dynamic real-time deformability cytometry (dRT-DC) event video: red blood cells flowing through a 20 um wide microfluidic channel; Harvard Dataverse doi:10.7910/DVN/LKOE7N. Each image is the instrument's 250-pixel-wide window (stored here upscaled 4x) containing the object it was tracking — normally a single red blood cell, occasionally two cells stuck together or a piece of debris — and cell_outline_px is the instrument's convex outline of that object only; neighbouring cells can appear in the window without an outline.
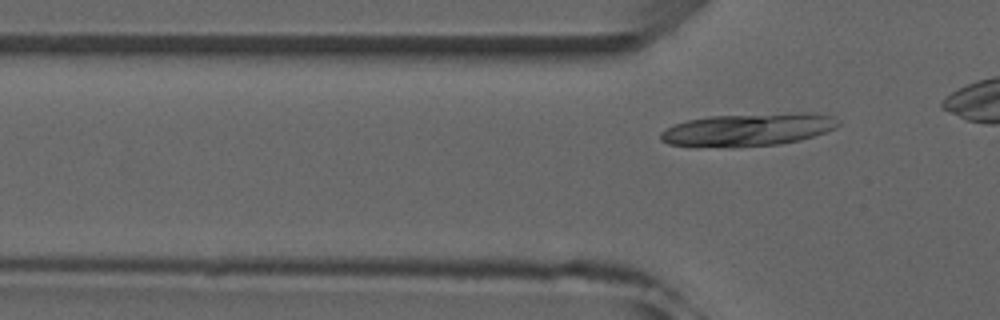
{"species": "common noctule bat (a hibernating species)", "species_latin": "Nyctalus noctula", "temperature_condition": "room temperature", "stored_images_in_passage": 6, "segment_of_instrument_passage": [2, 2], "camera_frame_rate_fps": 3000, "um_per_image_px": 0.085, "animal": {"sex": "male", "forearm_length_mm": 52.5}, "frame": {"image": 1, "passage_image": 6, "time_ms": 6.667, "image_size_px": [1000, 320], "cell_outline_px": [[840, 124], [836, 128], [800, 140], [780, 144], [732, 148], [692, 148], [668, 144], [660, 140], [660, 132], [664, 128], [672, 124], [688, 120], [708, 116], [800, 112], [808, 112], [836, 116], [840, 120]], "centroid_in_image_um": [63.52, 11.04], "position_along_channel_um": 62.3, "area_um2": 35.03}}